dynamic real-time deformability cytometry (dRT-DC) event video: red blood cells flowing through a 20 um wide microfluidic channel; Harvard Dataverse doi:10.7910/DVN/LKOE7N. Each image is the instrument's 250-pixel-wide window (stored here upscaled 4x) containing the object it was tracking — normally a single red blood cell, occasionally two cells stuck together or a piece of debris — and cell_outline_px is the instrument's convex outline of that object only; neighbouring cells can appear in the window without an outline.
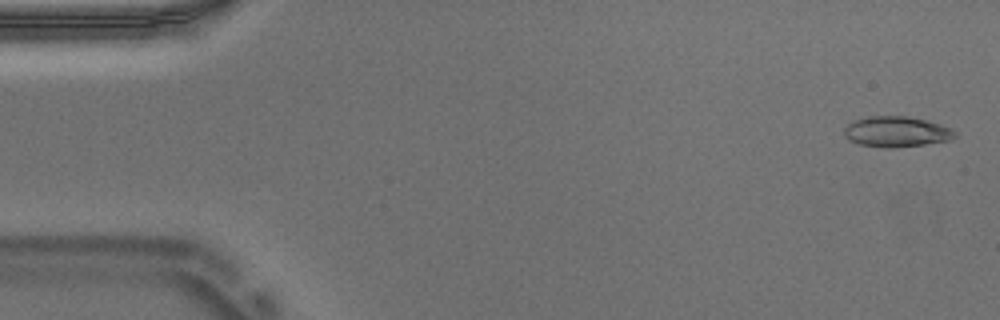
{"species": "Egyptian fruit bat (a non-hibernating species)", "species_latin": "Rousettus aegyptiacus", "temperature_condition": "warm", "stored_images_in_passage": 54, "camera_frame_rate_fps": 3000, "um_per_image_px": 0.085, "animal": {"sex": "male"}, "frame": {"image": 1, "passage_image": 2, "time_ms": 0.333, "image_size_px": [1000, 320], "cell_outline_px": [[956, 136], [948, 140], [924, 144], [892, 148], [884, 148], [860, 144], [848, 140], [844, 136], [844, 128], [852, 120], [868, 116], [908, 116], [940, 124], [952, 128], [956, 132]], "centroid_in_image_um": [76.16, 11.19], "position_along_channel_um": 8.8, "area_um2": 19.77}}
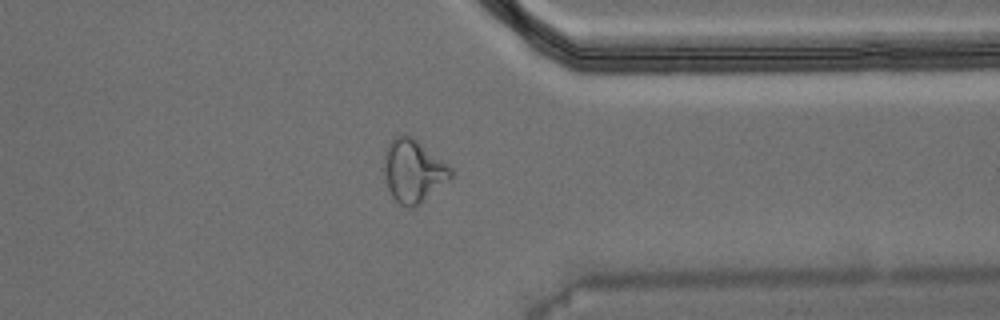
{"frame": {"image": 2, "passage_image": 42, "time_ms": 13.667, "image_size_px": [1000, 320], "cell_outline_px": [[452, 176], [448, 180], [420, 204], [412, 208], [408, 208], [400, 204], [392, 196], [388, 188], [384, 176], [384, 152], [388, 144], [400, 132], [412, 136], [448, 164], [452, 168]], "centroid_in_image_um": [35.11, 14.51], "position_along_channel_um": 376.3, "area_um2": 24.51}}
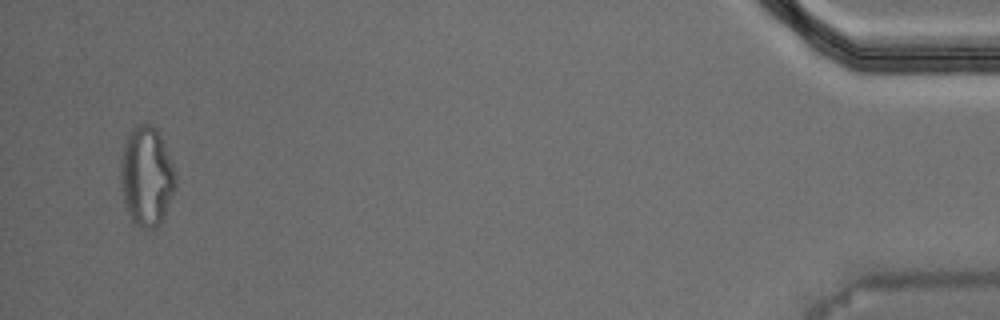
{"frame": {"image": 3, "passage_image": 52, "time_ms": 17.0, "image_size_px": [1000, 320], "cell_outline_px": [[176, 188], [164, 216], [160, 224], [156, 228], [140, 228], [132, 220], [124, 204], [120, 188], [120, 160], [124, 144], [128, 132], [136, 124], [152, 124], [156, 128], [160, 136], [172, 164], [176, 176]], "centroid_in_image_um": [12.43, 15.0], "position_along_channel_um": 422.8, "area_um2": 32.14}, "authors_computed_cell_mechanics": {"area_um2": 19.8254, "velocity_mm_per_s": 3.7343, "shape_relaxation_time_tau1_ms": null, "shape_relaxation_time_tau2_ms": 1.8357, "deformation_change_tau1": null, "deformation_change_tau2": 0.1012}}